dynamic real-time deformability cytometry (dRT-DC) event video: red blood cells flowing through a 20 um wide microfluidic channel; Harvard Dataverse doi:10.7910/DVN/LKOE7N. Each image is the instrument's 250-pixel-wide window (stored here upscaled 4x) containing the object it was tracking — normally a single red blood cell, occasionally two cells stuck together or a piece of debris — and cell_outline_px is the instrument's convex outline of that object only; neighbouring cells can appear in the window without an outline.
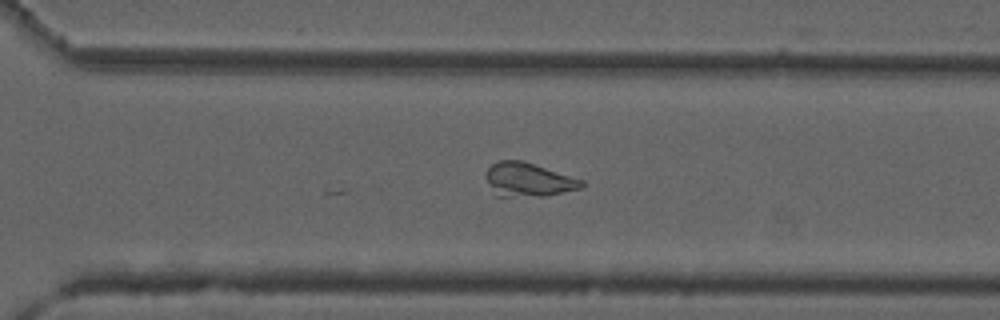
{"species": "common noctule bat (a hibernating species)", "species_latin": "Nyctalus noctula", "temperature_condition": "cold", "stored_images_in_passage": 30, "camera_frame_rate_fps": 3000, "um_per_image_px": 0.085, "animal": {"sex": "male", "forearm_length_mm": 52.5}, "frame": {"image": 1, "passage_image": 30, "time_ms": 9.667, "image_size_px": [1000, 320], "cell_outline_px": [[584, 184], [580, 188], [544, 196], [496, 196], [488, 184], [484, 176], [484, 172], [492, 164], [500, 160], [520, 160], [584, 180]], "centroid_in_image_um": [44.85, 15.27], "position_along_channel_um": 325.7, "area_um2": 18.67}}